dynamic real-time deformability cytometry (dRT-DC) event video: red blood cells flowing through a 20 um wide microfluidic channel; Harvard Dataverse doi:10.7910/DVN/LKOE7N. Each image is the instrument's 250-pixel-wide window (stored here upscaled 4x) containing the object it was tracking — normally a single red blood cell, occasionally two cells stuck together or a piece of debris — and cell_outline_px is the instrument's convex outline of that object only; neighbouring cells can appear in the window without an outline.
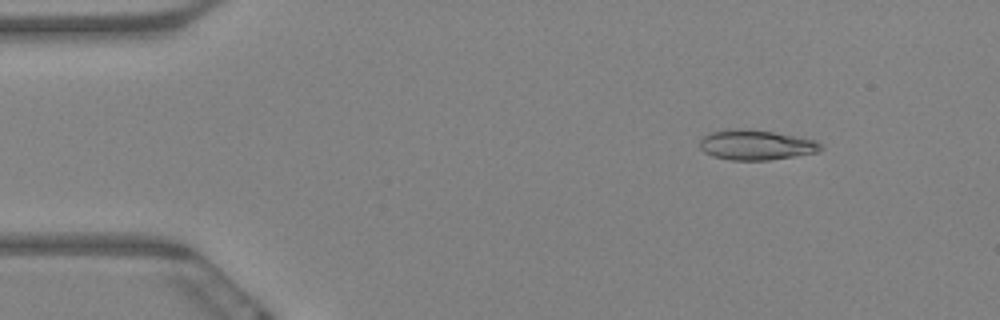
{"species": "Egyptian fruit bat (a non-hibernating species)", "species_latin": "Rousettus aegyptiacus", "temperature_condition": "warm", "stored_images_in_passage": 10, "camera_frame_rate_fps": 3000, "um_per_image_px": 0.085, "animal": {"sex": "female"}, "frame": {"image": 1, "passage_image": 2, "time_ms": 0.333, "image_size_px": [1000, 320], "cell_outline_px": [[824, 148], [820, 152], [796, 156], [768, 160], [728, 160], [712, 156], [704, 152], [700, 148], [700, 140], [704, 136], [712, 132], [724, 128], [744, 128], [772, 132], [816, 140]], "centroid_in_image_um": [64.25, 12.32], "position_along_channel_um": 20.7, "area_um2": 21.39}}
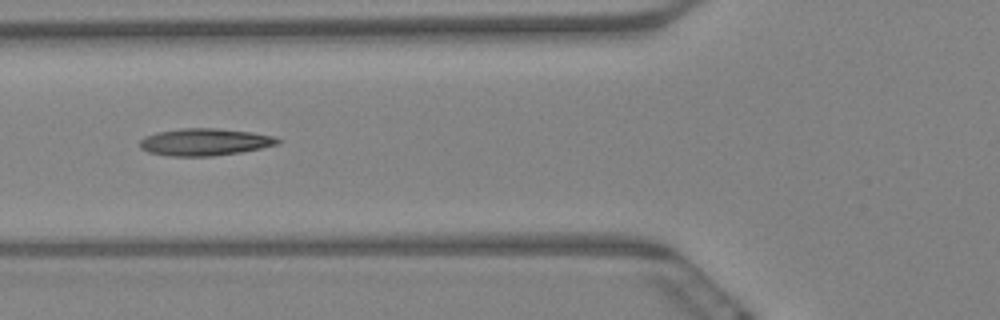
{"frame": {"image": 2, "passage_image": 6, "time_ms": 1.667, "image_size_px": [1000, 320], "cell_outline_px": [[284, 140], [280, 144], [240, 152], [212, 156], [168, 156], [148, 152], [140, 148], [140, 140], [144, 136], [156, 132], [180, 128], [216, 128], [252, 132], [272, 136]], "centroid_in_image_um": [17.4, 12.06], "position_along_channel_um": 108.4, "area_um2": 21.96}}
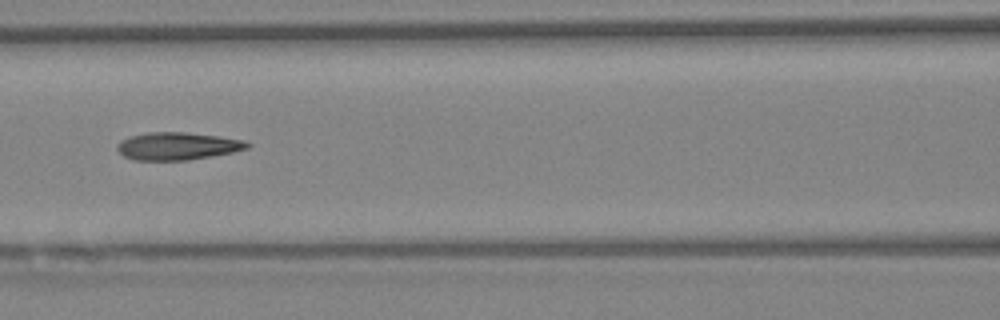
{"frame": {"image": 3, "passage_image": 7, "time_ms": 2.0, "image_size_px": [1000, 320], "cell_outline_px": [[252, 144], [248, 148], [232, 152], [212, 156], [188, 160], [136, 160], [124, 156], [116, 148], [116, 144], [120, 140], [132, 136], [148, 132], [184, 132], [216, 136], [244, 140]], "centroid_in_image_um": [15.08, 12.42], "position_along_channel_um": 151.5, "area_um2": 20.81}}